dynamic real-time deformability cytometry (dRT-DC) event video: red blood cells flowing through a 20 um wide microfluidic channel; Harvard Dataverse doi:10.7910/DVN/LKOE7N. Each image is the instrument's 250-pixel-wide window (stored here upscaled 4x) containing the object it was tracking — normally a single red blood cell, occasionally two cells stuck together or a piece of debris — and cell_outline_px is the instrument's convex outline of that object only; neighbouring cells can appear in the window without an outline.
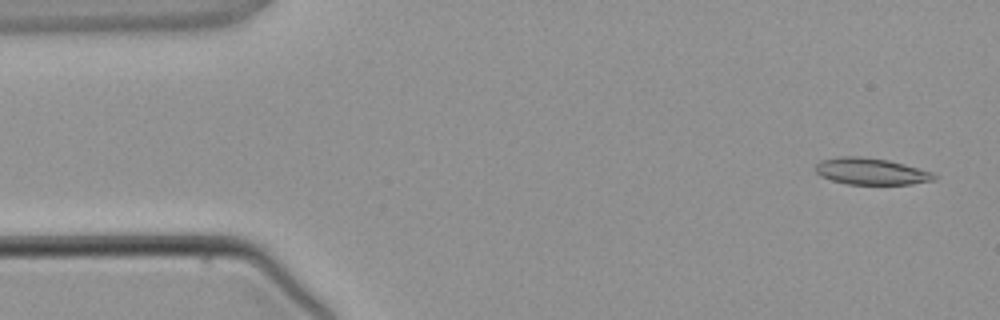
{"species": "common noctule bat (a hibernating species)", "species_latin": "Nyctalus noctula", "temperature_condition": "warm", "stored_images_in_passage": 4, "camera_frame_rate_fps": 3000, "um_per_image_px": 0.085, "animal": {"sex": "male", "body_mass_g": 21.5, "forearm_length_mm": 52.0}, "frame": {"image": 1, "passage_image": 1, "time_ms": 0.0, "image_size_px": [1000, 320], "cell_outline_px": [[936, 180], [912, 184], [848, 184], [832, 180], [820, 176], [816, 172], [816, 164], [820, 160], [836, 156], [860, 156], [888, 160], [904, 164], [932, 172], [936, 176]], "centroid_in_image_um": [74.02, 14.56], "position_along_channel_um": 11.0, "area_um2": 18.44}}
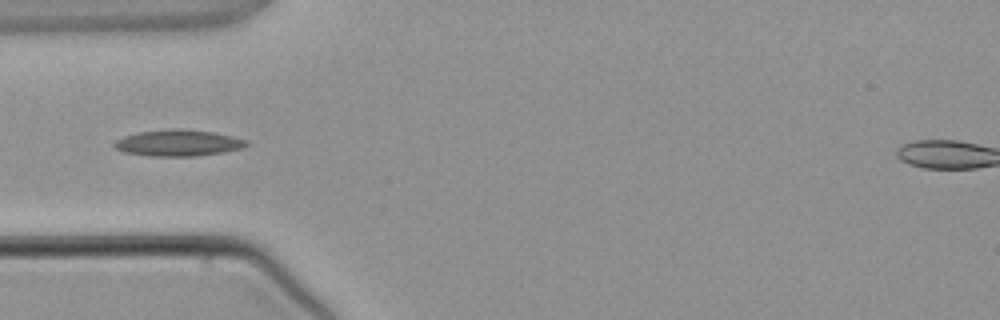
{"frame": {"image": 2, "passage_image": 4, "time_ms": 3.667, "image_size_px": [1000, 320], "cell_outline_px": [[252, 144], [244, 148], [224, 152], [196, 156], [148, 156], [124, 152], [116, 148], [112, 144], [116, 140], [124, 136], [140, 132], [172, 128], [180, 128], [212, 132], [232, 136], [248, 140]], "centroid_in_image_um": [15.2, 12.15], "position_along_channel_um": 69.8, "area_um2": 20.46}}